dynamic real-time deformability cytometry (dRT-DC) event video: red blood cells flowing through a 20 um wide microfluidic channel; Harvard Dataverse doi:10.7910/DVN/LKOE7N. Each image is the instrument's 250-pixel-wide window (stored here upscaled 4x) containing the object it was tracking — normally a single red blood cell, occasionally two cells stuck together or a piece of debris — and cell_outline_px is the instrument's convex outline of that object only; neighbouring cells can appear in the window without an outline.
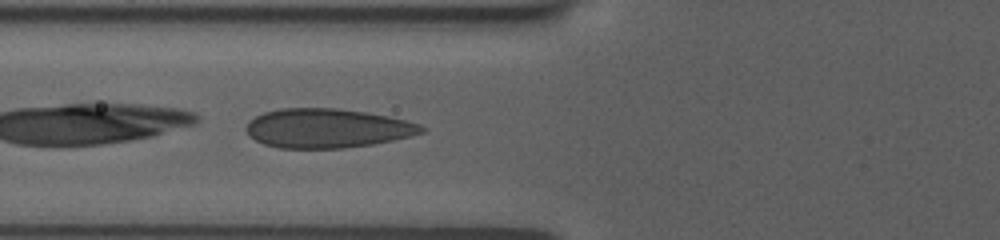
{"species": "human", "species_latin": "Homo sapiens", "temperature_condition": "room temperature", "stored_images_in_passage": 35, "camera_frame_rate_fps": 3000, "um_per_image_px": 0.085, "donor": {"sex": "female"}, "frame": {"image": 1, "passage_image": 7, "time_ms": 2.0, "image_size_px": [1000, 240], "cell_outline_px": [[428, 128], [424, 132], [412, 136], [372, 144], [344, 148], [280, 148], [264, 144], [248, 136], [244, 128], [256, 116], [264, 112], [280, 108], [336, 108], [364, 112], [388, 116], [420, 124]], "centroid_in_image_um": [27.82, 10.9], "position_along_channel_um": 98.0, "area_um2": 40.06}}
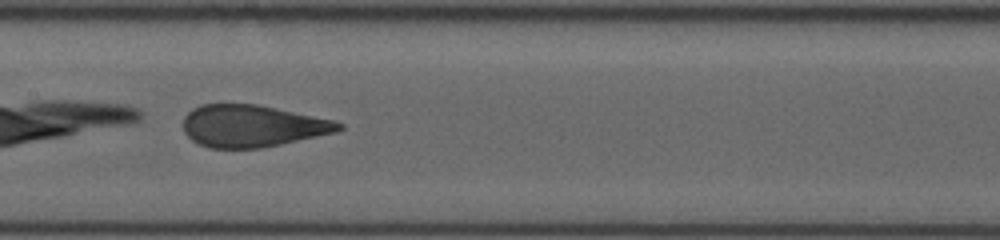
{"frame": {"image": 2, "passage_image": 14, "time_ms": 4.333, "image_size_px": [1000, 240], "cell_outline_px": [[344, 128], [336, 132], [280, 144], [260, 148], [212, 148], [200, 144], [192, 140], [184, 132], [184, 116], [192, 108], [200, 104], [256, 104], [336, 120], [344, 124]], "centroid_in_image_um": [21.45, 10.7], "position_along_channel_um": 185.9, "area_um2": 38.03}}
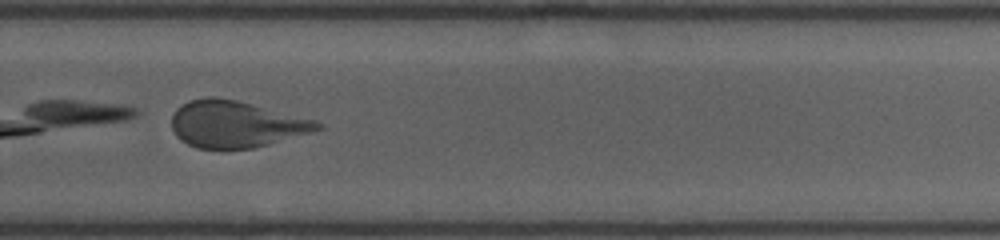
{"frame": {"image": 3, "passage_image": 24, "time_ms": 7.667, "image_size_px": [1000, 240], "cell_outline_px": [[324, 128], [312, 132], [268, 144], [252, 148], [196, 148], [180, 140], [176, 136], [172, 128], [172, 116], [176, 108], [188, 100], [208, 96], [216, 96], [236, 100], [316, 120], [324, 124]], "centroid_in_image_um": [20.03, 10.54], "position_along_channel_um": 309.8, "area_um2": 39.59}, "authors_computed_cell_mechanics": {"area_um2": 39.4196, "velocity_mm_per_s": 3.7369, "shape_relaxation_time_tau1_ms": 5.4619, "shape_relaxation_time_tau2_ms": 0.6656, "deformation_change_tau1": 0.1523, "deformation_change_tau2": 0.0638}}